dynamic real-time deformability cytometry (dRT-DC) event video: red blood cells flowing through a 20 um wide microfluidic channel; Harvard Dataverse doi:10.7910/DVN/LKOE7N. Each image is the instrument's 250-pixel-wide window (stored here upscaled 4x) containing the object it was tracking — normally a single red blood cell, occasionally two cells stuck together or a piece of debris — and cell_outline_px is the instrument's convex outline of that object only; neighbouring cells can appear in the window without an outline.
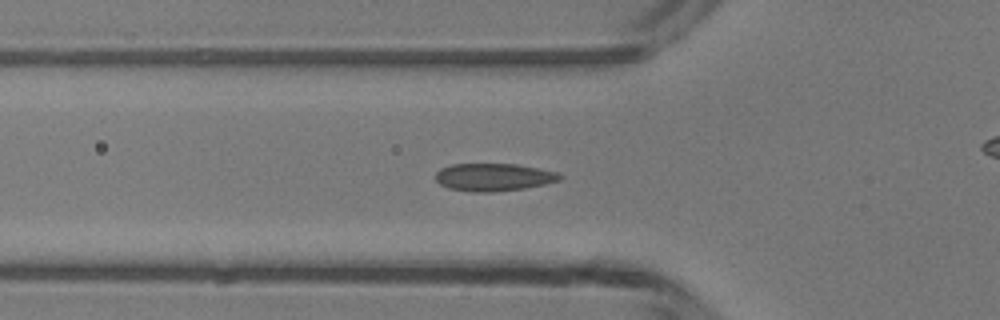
{"species": "common noctule bat (a hibernating species)", "species_latin": "Nyctalus noctula", "temperature_condition": "room temperature", "stored_images_in_passage": 16, "camera_frame_rate_fps": 3000, "um_per_image_px": 0.085, "animal": {"sex": "male", "body_mass_g": 13.3}, "frame": {"image": 1, "passage_image": 3, "time_ms": 0.667, "image_size_px": [1000, 320], "cell_outline_px": [[564, 176], [560, 180], [544, 184], [524, 188], [492, 192], [472, 192], [448, 188], [440, 184], [436, 180], [436, 172], [440, 168], [452, 164], [516, 164], [556, 172]], "centroid_in_image_um": [41.93, 15.06], "position_along_channel_um": 83.9, "area_um2": 19.94}}
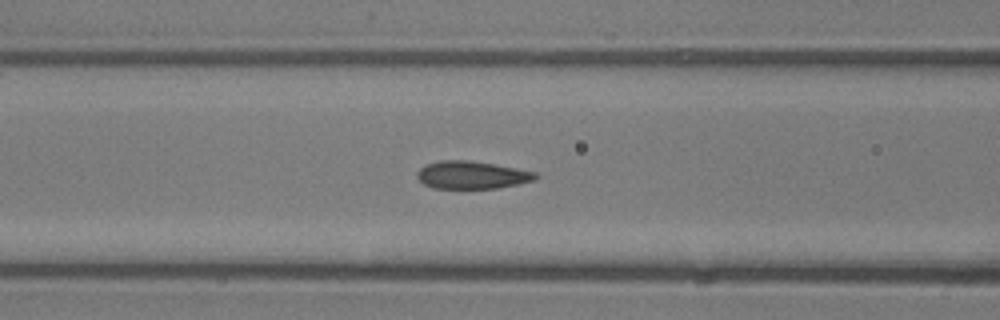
{"frame": {"image": 2, "passage_image": 6, "time_ms": 1.667, "image_size_px": [1000, 320], "cell_outline_px": [[540, 176], [536, 180], [496, 188], [432, 188], [424, 184], [416, 176], [416, 172], [420, 168], [428, 164], [440, 160], [464, 160], [492, 164], [516, 168], [536, 172]], "centroid_in_image_um": [40.11, 14.88], "position_along_channel_um": 126.5, "area_um2": 18.96}}
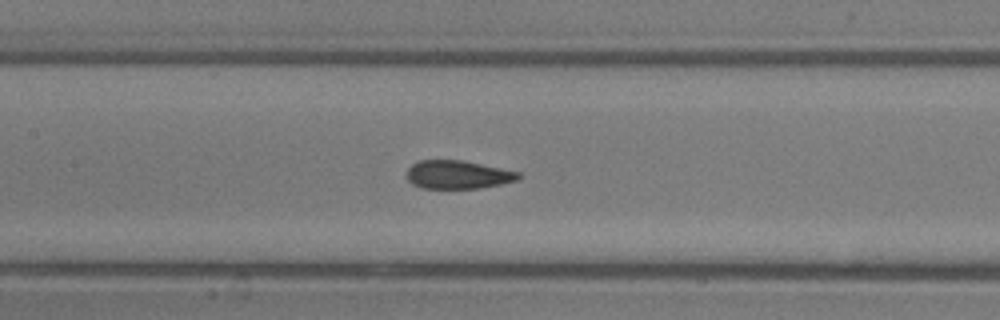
{"frame": {"image": 3, "passage_image": 9, "time_ms": 2.667, "image_size_px": [1000, 320], "cell_outline_px": [[520, 176], [516, 180], [500, 184], [480, 188], [420, 188], [412, 184], [408, 180], [408, 168], [412, 164], [420, 160], [464, 160], [520, 172]], "centroid_in_image_um": [38.91, 14.84], "position_along_channel_um": 168.5, "area_um2": 18.38}}